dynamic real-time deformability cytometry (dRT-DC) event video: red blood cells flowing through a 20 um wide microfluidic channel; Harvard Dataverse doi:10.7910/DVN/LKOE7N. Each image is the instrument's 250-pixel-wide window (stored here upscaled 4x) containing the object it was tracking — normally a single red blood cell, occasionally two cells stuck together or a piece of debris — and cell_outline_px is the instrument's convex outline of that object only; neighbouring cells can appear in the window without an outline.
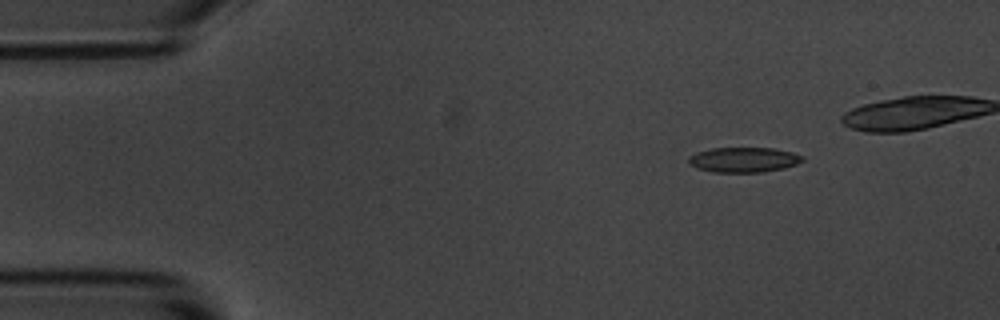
{"species": "common noctule bat (a hibernating species)", "species_latin": "Nyctalus noctula", "temperature_condition": "room temperature", "stored_images_in_passage": 8, "camera_frame_rate_fps": 3000, "um_per_image_px": 0.085, "animal": {"sex": "male", "body_mass_g": 20.1, "forearm_length_mm": 53.5}, "frame": {"image": 1, "passage_image": 2, "time_ms": 1.0, "image_size_px": [1000, 320], "cell_outline_px": [[804, 160], [796, 164], [784, 168], [764, 172], [712, 172], [696, 168], [688, 164], [688, 156], [696, 152], [712, 148], [772, 148], [792, 152], [800, 156]], "centroid_in_image_um": [63.15, 13.58], "position_along_channel_um": 21.8, "area_um2": 16.65}}
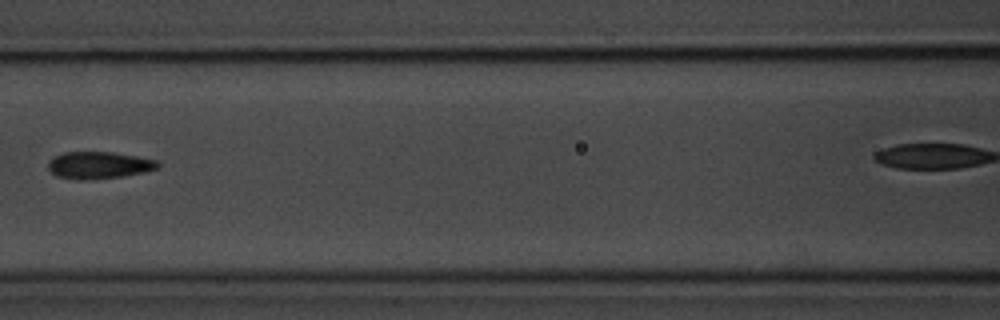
{"frame": {"image": 2, "passage_image": 6, "time_ms": 6.667, "image_size_px": [1000, 320], "cell_outline_px": [[160, 164], [156, 168], [144, 172], [120, 176], [84, 180], [56, 176], [48, 168], [48, 160], [64, 152], [112, 152], [136, 156], [156, 160]], "centroid_in_image_um": [8.38, 14.03], "position_along_channel_um": 158.2, "area_um2": 16.99}}
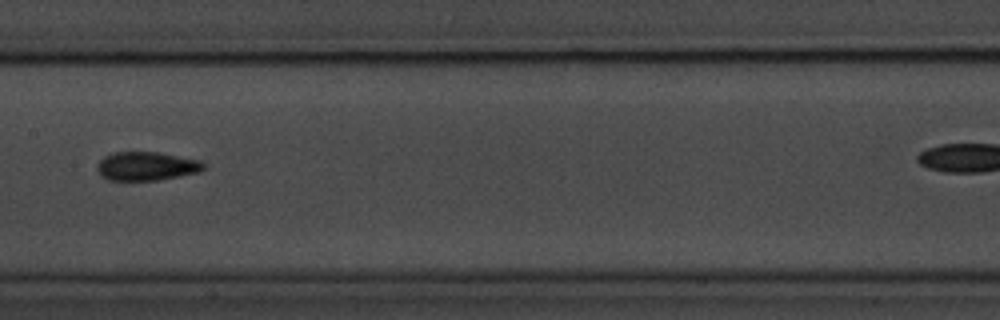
{"frame": {"image": 3, "passage_image": 7, "time_ms": 7.667, "image_size_px": [1000, 320], "cell_outline_px": [[204, 168], [200, 172], [180, 176], [156, 180], [108, 180], [100, 176], [96, 168], [100, 160], [104, 156], [112, 152], [156, 152], [200, 160], [204, 164]], "centroid_in_image_um": [12.42, 14.12], "position_along_channel_um": 195.0, "area_um2": 17.8}}